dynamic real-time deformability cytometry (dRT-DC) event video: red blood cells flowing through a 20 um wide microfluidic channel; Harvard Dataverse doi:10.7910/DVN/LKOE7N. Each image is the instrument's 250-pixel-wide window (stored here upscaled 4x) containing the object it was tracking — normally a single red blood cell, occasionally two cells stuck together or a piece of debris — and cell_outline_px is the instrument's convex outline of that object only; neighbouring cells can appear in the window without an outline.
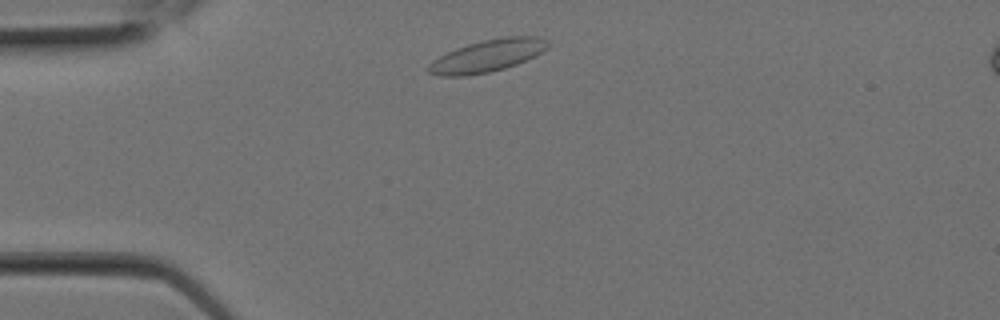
{"species": "Egyptian fruit bat (a non-hibernating species)", "species_latin": "Rousettus aegyptiacus", "temperature_condition": "room temperature", "stored_images_in_passage": 6, "camera_frame_rate_fps": 3000, "um_per_image_px": 0.085, "animal": {"sex": "female"}, "frame": {"image": 1, "passage_image": 2, "time_ms": 0.333, "image_size_px": [1000, 320], "cell_outline_px": [[548, 48], [544, 52], [536, 56], [516, 64], [504, 68], [488, 72], [464, 76], [440, 76], [428, 72], [428, 64], [432, 60], [456, 48], [468, 44], [484, 40], [504, 36], [540, 36], [548, 40]], "centroid_in_image_um": [41.47, 4.73], "position_along_channel_um": 43.5, "area_um2": 22.43}}
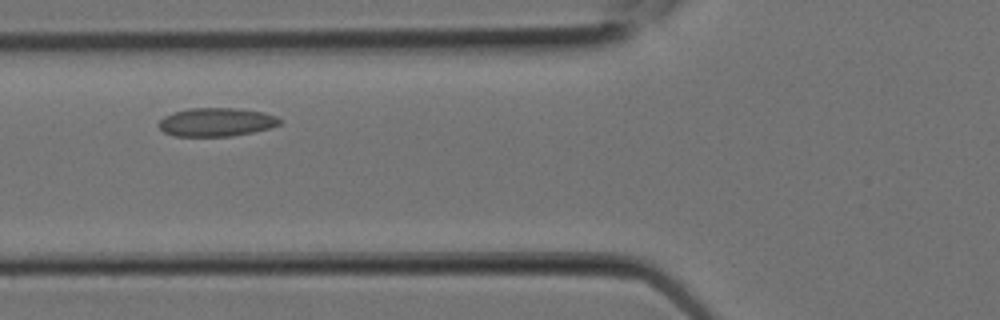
{"frame": {"image": 2, "passage_image": 5, "time_ms": 1.333, "image_size_px": [1000, 320], "cell_outline_px": [[280, 124], [268, 128], [252, 132], [232, 136], [176, 136], [164, 132], [160, 128], [160, 120], [164, 116], [172, 112], [188, 108], [240, 108], [264, 112], [276, 116], [280, 120]], "centroid_in_image_um": [18.38, 10.37], "position_along_channel_um": 107.4, "area_um2": 20.06}}